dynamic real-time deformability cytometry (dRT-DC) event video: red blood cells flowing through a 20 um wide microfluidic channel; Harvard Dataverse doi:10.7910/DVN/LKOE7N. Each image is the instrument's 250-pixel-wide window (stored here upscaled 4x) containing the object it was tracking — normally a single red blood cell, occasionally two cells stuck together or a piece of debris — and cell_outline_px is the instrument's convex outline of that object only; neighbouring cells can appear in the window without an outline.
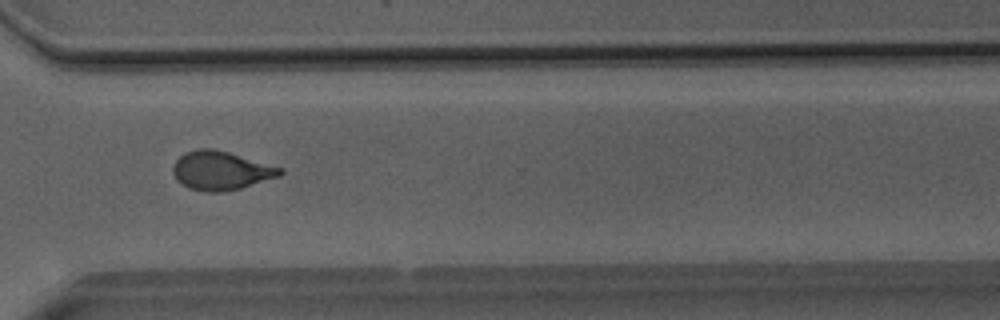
{"species": "Egyptian fruit bat (a non-hibernating species)", "species_latin": "Rousettus aegyptiacus", "temperature_condition": "room temperature", "stored_images_in_passage": 45, "camera_frame_rate_fps": 3000, "um_per_image_px": 0.085, "animal": {"sex": "male"}, "frame": {"image": 1, "passage_image": 32, "time_ms": 10.333, "image_size_px": [1000, 320], "cell_outline_px": [[284, 172], [280, 176], [240, 188], [224, 192], [204, 192], [188, 188], [176, 180], [172, 172], [172, 168], [176, 160], [184, 152], [196, 148], [212, 148], [228, 152], [284, 168]], "centroid_in_image_um": [18.76, 14.5], "position_along_channel_um": 351.8, "area_um2": 24.39}}
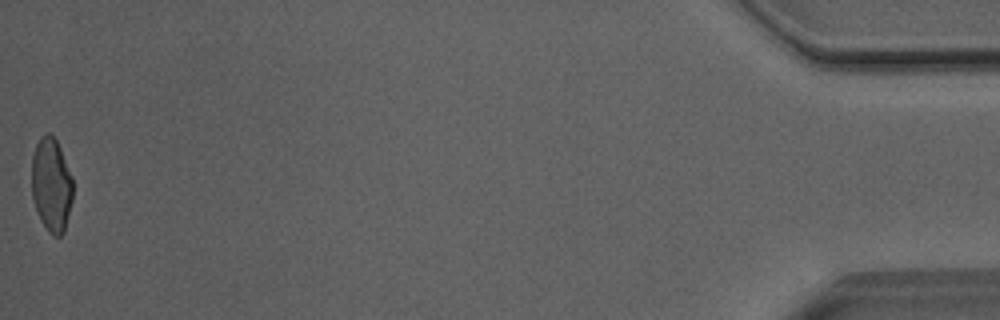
{"frame": {"image": 2, "passage_image": 45, "time_ms": 14.667, "image_size_px": [1000, 320], "cell_outline_px": [[72, 200], [64, 232], [60, 236], [52, 236], [48, 232], [40, 220], [32, 196], [32, 156], [36, 144], [40, 136], [44, 132], [48, 132], [56, 140], [60, 148], [72, 176]], "centroid_in_image_um": [4.36, 15.71], "position_along_channel_um": 430.8, "area_um2": 22.6}, "authors_computed_cell_mechanics": {"area_um2": 23.8136, "velocity_mm_per_s": 4.0829, "shape_relaxation_time_tau1_ms": 6.6455, "shape_relaxation_time_tau2_ms": 1.1167, "deformation_change_tau1": 0.1795, "deformation_change_tau2": 0.0617}}